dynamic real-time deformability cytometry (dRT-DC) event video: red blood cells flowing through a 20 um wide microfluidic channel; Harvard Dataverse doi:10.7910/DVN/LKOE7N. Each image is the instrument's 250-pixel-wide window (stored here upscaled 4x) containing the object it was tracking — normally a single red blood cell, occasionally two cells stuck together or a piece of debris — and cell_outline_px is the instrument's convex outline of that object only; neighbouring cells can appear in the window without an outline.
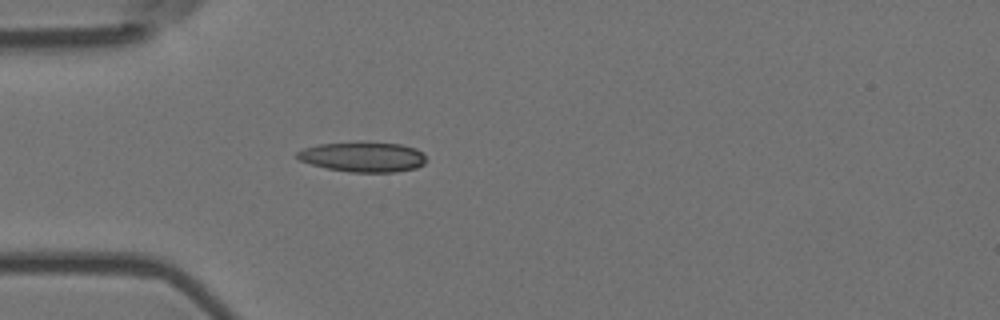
{"species": "Egyptian fruit bat (a non-hibernating species)", "species_latin": "Rousettus aegyptiacus", "temperature_condition": "room temperature", "stored_images_in_passage": 4, "camera_frame_rate_fps": 3000, "um_per_image_px": 0.085, "animal": {"sex": "female"}, "frame": {"image": 1, "passage_image": 4, "time_ms": 1.0, "image_size_px": [1000, 320], "cell_outline_px": [[424, 164], [416, 168], [396, 172], [348, 172], [328, 168], [312, 164], [300, 160], [296, 156], [296, 152], [304, 148], [320, 144], [400, 144], [416, 148], [424, 152]], "centroid_in_image_um": [30.88, 13.37], "position_along_channel_um": 54.1, "area_um2": 21.85}}